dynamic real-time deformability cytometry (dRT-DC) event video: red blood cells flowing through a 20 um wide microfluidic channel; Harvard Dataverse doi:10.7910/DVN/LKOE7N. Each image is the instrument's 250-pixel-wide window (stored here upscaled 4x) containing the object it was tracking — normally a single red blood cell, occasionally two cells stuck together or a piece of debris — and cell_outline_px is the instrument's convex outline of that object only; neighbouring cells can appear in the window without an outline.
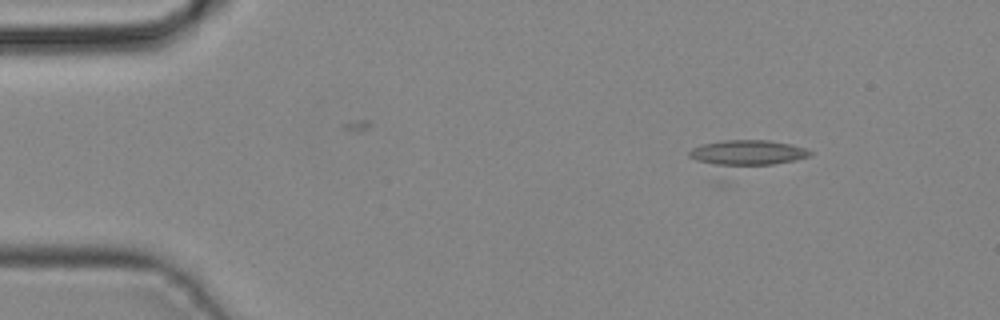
{"species": "common noctule bat (a hibernating species)", "species_latin": "Nyctalus noctula", "temperature_condition": "cold", "stored_images_in_passage": 3, "camera_frame_rate_fps": 3000, "um_per_image_px": 0.085, "animal": {"sex": "male", "body_mass_g": 19.2, "forearm_length_mm": 51.8}, "frame": {"image": 1, "passage_image": 3, "time_ms": 0.667, "image_size_px": [1000, 320], "cell_outline_px": [[812, 156], [796, 160], [772, 164], [724, 168], [696, 160], [688, 156], [688, 152], [692, 148], [700, 144], [720, 140], [768, 140], [792, 144], [804, 148], [812, 152]], "centroid_in_image_um": [63.49, 13.0], "position_along_channel_um": 21.5, "area_um2": 18.44}}